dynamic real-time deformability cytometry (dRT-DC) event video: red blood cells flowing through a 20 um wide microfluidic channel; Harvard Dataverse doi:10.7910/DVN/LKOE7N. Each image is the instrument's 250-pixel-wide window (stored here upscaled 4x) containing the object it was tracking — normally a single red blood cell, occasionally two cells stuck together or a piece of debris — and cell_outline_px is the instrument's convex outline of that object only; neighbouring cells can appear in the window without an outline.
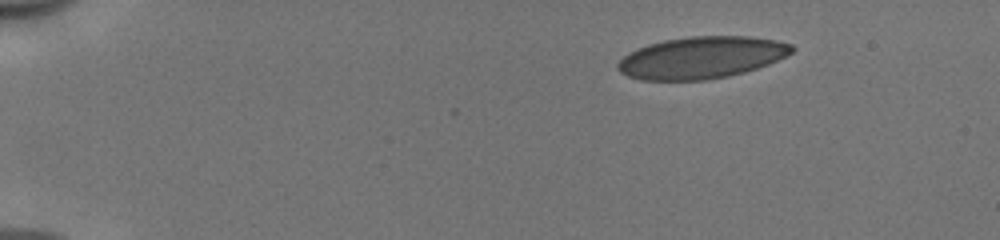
{"species": "human", "species_latin": "Homo sapiens", "temperature_condition": "cold", "stored_images_in_passage": 45, "camera_frame_rate_fps": 3000, "um_per_image_px": 0.085, "donor": {"sex": "male"}, "frame": {"image": 1, "passage_image": 1, "time_ms": 0.0, "image_size_px": [1000, 240], "cell_outline_px": [[796, 48], [792, 52], [768, 64], [744, 72], [728, 76], [708, 80], [640, 80], [628, 76], [620, 72], [616, 68], [616, 64], [628, 52], [648, 44], [664, 40], [688, 36], [752, 36], [776, 40], [792, 44]], "centroid_in_image_um": [59.61, 4.89], "position_along_channel_um": 25.4, "area_um2": 42.66}}
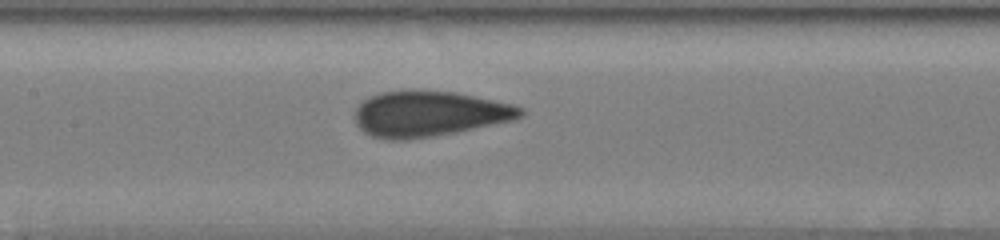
{"frame": {"image": 2, "passage_image": 20, "time_ms": 6.333, "image_size_px": [1000, 240], "cell_outline_px": [[524, 116], [512, 120], [456, 132], [408, 140], [388, 140], [372, 136], [364, 132], [356, 124], [352, 116], [356, 108], [368, 96], [380, 92], [456, 92], [512, 104], [524, 108]], "centroid_in_image_um": [36.45, 9.7], "position_along_channel_um": 171.0, "area_um2": 43.58}}
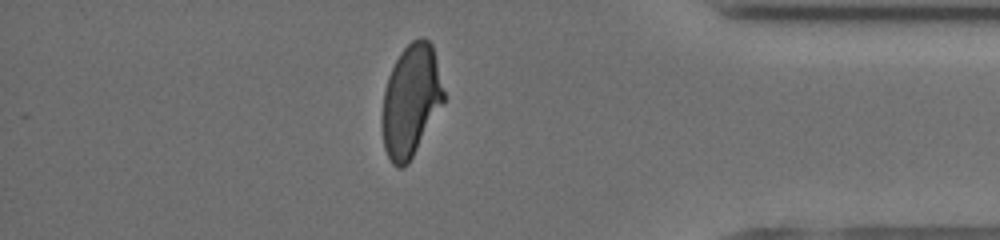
{"frame": {"image": 3, "passage_image": 39, "time_ms": 12.667, "image_size_px": [1000, 240], "cell_outline_px": [[444, 100], [408, 164], [404, 168], [396, 168], [392, 164], [384, 148], [380, 120], [384, 92], [388, 76], [400, 52], [412, 40], [420, 36], [424, 36], [432, 44], [444, 92]], "centroid_in_image_um": [34.88, 8.56], "position_along_channel_um": 400.3, "area_um2": 40.06}, "authors_computed_cell_mechanics": {"area_um2": 43.1766, "velocity_mm_per_s": 3.9764, "shape_relaxation_time_tau1_ms": 5.9822, "shape_relaxation_time_tau2_ms": null, "deformation_change_tau1": 0.1693, "deformation_change_tau2": null}}